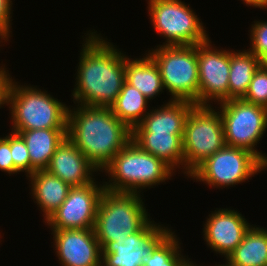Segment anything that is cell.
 Here are the masks:
<instances>
[{
  "label": "cell",
  "instance_id": "6da1fadb",
  "mask_svg": "<svg viewBox=\"0 0 267 266\" xmlns=\"http://www.w3.org/2000/svg\"><path fill=\"white\" fill-rule=\"evenodd\" d=\"M97 33L90 29L82 36L79 65L70 96L74 104L110 108L125 82L128 55Z\"/></svg>",
  "mask_w": 267,
  "mask_h": 266
},
{
  "label": "cell",
  "instance_id": "7a4b0ae2",
  "mask_svg": "<svg viewBox=\"0 0 267 266\" xmlns=\"http://www.w3.org/2000/svg\"><path fill=\"white\" fill-rule=\"evenodd\" d=\"M69 105L67 138L101 171L132 138V130L108 107ZM73 107V108H72Z\"/></svg>",
  "mask_w": 267,
  "mask_h": 266
},
{
  "label": "cell",
  "instance_id": "3957f363",
  "mask_svg": "<svg viewBox=\"0 0 267 266\" xmlns=\"http://www.w3.org/2000/svg\"><path fill=\"white\" fill-rule=\"evenodd\" d=\"M104 187L113 192L139 193L173 179L176 173L158 157L142 150L132 140L101 171ZM109 179V180H108ZM142 192V193H141Z\"/></svg>",
  "mask_w": 267,
  "mask_h": 266
},
{
  "label": "cell",
  "instance_id": "277c9868",
  "mask_svg": "<svg viewBox=\"0 0 267 266\" xmlns=\"http://www.w3.org/2000/svg\"><path fill=\"white\" fill-rule=\"evenodd\" d=\"M8 106L11 130L67 129L69 106L44 88L20 84L13 77Z\"/></svg>",
  "mask_w": 267,
  "mask_h": 266
},
{
  "label": "cell",
  "instance_id": "5b68a950",
  "mask_svg": "<svg viewBox=\"0 0 267 266\" xmlns=\"http://www.w3.org/2000/svg\"><path fill=\"white\" fill-rule=\"evenodd\" d=\"M142 197L139 193L103 191L93 228L101 249L139 231L152 219Z\"/></svg>",
  "mask_w": 267,
  "mask_h": 266
},
{
  "label": "cell",
  "instance_id": "8992f818",
  "mask_svg": "<svg viewBox=\"0 0 267 266\" xmlns=\"http://www.w3.org/2000/svg\"><path fill=\"white\" fill-rule=\"evenodd\" d=\"M146 1L151 25L156 34L165 39L157 46H194L211 38L190 4L182 0Z\"/></svg>",
  "mask_w": 267,
  "mask_h": 266
},
{
  "label": "cell",
  "instance_id": "52a82bcc",
  "mask_svg": "<svg viewBox=\"0 0 267 266\" xmlns=\"http://www.w3.org/2000/svg\"><path fill=\"white\" fill-rule=\"evenodd\" d=\"M157 64L169 100H183L197 105L199 74L197 45L155 46L147 50Z\"/></svg>",
  "mask_w": 267,
  "mask_h": 266
},
{
  "label": "cell",
  "instance_id": "ba28073f",
  "mask_svg": "<svg viewBox=\"0 0 267 266\" xmlns=\"http://www.w3.org/2000/svg\"><path fill=\"white\" fill-rule=\"evenodd\" d=\"M213 106L194 105L187 116L182 139L185 179L226 145L222 117Z\"/></svg>",
  "mask_w": 267,
  "mask_h": 266
},
{
  "label": "cell",
  "instance_id": "9c48e42d",
  "mask_svg": "<svg viewBox=\"0 0 267 266\" xmlns=\"http://www.w3.org/2000/svg\"><path fill=\"white\" fill-rule=\"evenodd\" d=\"M265 170L267 166L249 150L225 145L200 164L188 178L220 190L249 182L248 179Z\"/></svg>",
  "mask_w": 267,
  "mask_h": 266
},
{
  "label": "cell",
  "instance_id": "30bf717a",
  "mask_svg": "<svg viewBox=\"0 0 267 266\" xmlns=\"http://www.w3.org/2000/svg\"><path fill=\"white\" fill-rule=\"evenodd\" d=\"M217 105L214 107L222 117L226 145L249 150L267 166V154L256 148L267 130V108L243 99Z\"/></svg>",
  "mask_w": 267,
  "mask_h": 266
},
{
  "label": "cell",
  "instance_id": "8fae6325",
  "mask_svg": "<svg viewBox=\"0 0 267 266\" xmlns=\"http://www.w3.org/2000/svg\"><path fill=\"white\" fill-rule=\"evenodd\" d=\"M213 45L215 44H212L210 39L197 45L199 74L197 105H213L228 100L230 49L223 47L221 49Z\"/></svg>",
  "mask_w": 267,
  "mask_h": 266
},
{
  "label": "cell",
  "instance_id": "7c38bea8",
  "mask_svg": "<svg viewBox=\"0 0 267 266\" xmlns=\"http://www.w3.org/2000/svg\"><path fill=\"white\" fill-rule=\"evenodd\" d=\"M96 180L88 185L71 187L67 198L44 225L58 230L94 228L99 200L105 190L104 181Z\"/></svg>",
  "mask_w": 267,
  "mask_h": 266
},
{
  "label": "cell",
  "instance_id": "4fadbf2b",
  "mask_svg": "<svg viewBox=\"0 0 267 266\" xmlns=\"http://www.w3.org/2000/svg\"><path fill=\"white\" fill-rule=\"evenodd\" d=\"M149 220L139 231L108 242L101 251V266H140L151 246L169 229Z\"/></svg>",
  "mask_w": 267,
  "mask_h": 266
},
{
  "label": "cell",
  "instance_id": "5bb4252c",
  "mask_svg": "<svg viewBox=\"0 0 267 266\" xmlns=\"http://www.w3.org/2000/svg\"><path fill=\"white\" fill-rule=\"evenodd\" d=\"M205 219L203 240L212 252L223 256V260L242 242L252 226L240 211L232 207L216 208Z\"/></svg>",
  "mask_w": 267,
  "mask_h": 266
},
{
  "label": "cell",
  "instance_id": "9a60e30c",
  "mask_svg": "<svg viewBox=\"0 0 267 266\" xmlns=\"http://www.w3.org/2000/svg\"><path fill=\"white\" fill-rule=\"evenodd\" d=\"M61 266H101V247L93 228L50 229Z\"/></svg>",
  "mask_w": 267,
  "mask_h": 266
},
{
  "label": "cell",
  "instance_id": "2e32d148",
  "mask_svg": "<svg viewBox=\"0 0 267 266\" xmlns=\"http://www.w3.org/2000/svg\"><path fill=\"white\" fill-rule=\"evenodd\" d=\"M46 170L71 187L88 185L96 179V173L101 174L67 137L55 150Z\"/></svg>",
  "mask_w": 267,
  "mask_h": 266
},
{
  "label": "cell",
  "instance_id": "e0dca14e",
  "mask_svg": "<svg viewBox=\"0 0 267 266\" xmlns=\"http://www.w3.org/2000/svg\"><path fill=\"white\" fill-rule=\"evenodd\" d=\"M194 105L183 100H167L159 107H151L132 132L184 133L187 116Z\"/></svg>",
  "mask_w": 267,
  "mask_h": 266
},
{
  "label": "cell",
  "instance_id": "ac0fdd59",
  "mask_svg": "<svg viewBox=\"0 0 267 266\" xmlns=\"http://www.w3.org/2000/svg\"><path fill=\"white\" fill-rule=\"evenodd\" d=\"M31 198L45 222L67 198L71 186L47 170L35 171L27 177Z\"/></svg>",
  "mask_w": 267,
  "mask_h": 266
},
{
  "label": "cell",
  "instance_id": "d6986e66",
  "mask_svg": "<svg viewBox=\"0 0 267 266\" xmlns=\"http://www.w3.org/2000/svg\"><path fill=\"white\" fill-rule=\"evenodd\" d=\"M183 136L184 133L132 132L131 140L142 150L164 161L175 172L178 169L184 174Z\"/></svg>",
  "mask_w": 267,
  "mask_h": 266
},
{
  "label": "cell",
  "instance_id": "ffe728a7",
  "mask_svg": "<svg viewBox=\"0 0 267 266\" xmlns=\"http://www.w3.org/2000/svg\"><path fill=\"white\" fill-rule=\"evenodd\" d=\"M26 143L30 158V175L46 170L57 147L67 137V129L11 130Z\"/></svg>",
  "mask_w": 267,
  "mask_h": 266
},
{
  "label": "cell",
  "instance_id": "44dd1931",
  "mask_svg": "<svg viewBox=\"0 0 267 266\" xmlns=\"http://www.w3.org/2000/svg\"><path fill=\"white\" fill-rule=\"evenodd\" d=\"M140 58L131 56L125 59V82L138 89L152 101L164 92L160 70L151 56L145 51Z\"/></svg>",
  "mask_w": 267,
  "mask_h": 266
},
{
  "label": "cell",
  "instance_id": "7402d4cb",
  "mask_svg": "<svg viewBox=\"0 0 267 266\" xmlns=\"http://www.w3.org/2000/svg\"><path fill=\"white\" fill-rule=\"evenodd\" d=\"M225 260L228 266H267V228L252 224Z\"/></svg>",
  "mask_w": 267,
  "mask_h": 266
},
{
  "label": "cell",
  "instance_id": "603a6c76",
  "mask_svg": "<svg viewBox=\"0 0 267 266\" xmlns=\"http://www.w3.org/2000/svg\"><path fill=\"white\" fill-rule=\"evenodd\" d=\"M260 65L261 59L248 49L230 50L228 100L244 97Z\"/></svg>",
  "mask_w": 267,
  "mask_h": 266
},
{
  "label": "cell",
  "instance_id": "cb8c5ba5",
  "mask_svg": "<svg viewBox=\"0 0 267 266\" xmlns=\"http://www.w3.org/2000/svg\"><path fill=\"white\" fill-rule=\"evenodd\" d=\"M138 89L124 82L116 101L110 107L113 114L131 130L138 125L146 114L150 104Z\"/></svg>",
  "mask_w": 267,
  "mask_h": 266
},
{
  "label": "cell",
  "instance_id": "d4e9b609",
  "mask_svg": "<svg viewBox=\"0 0 267 266\" xmlns=\"http://www.w3.org/2000/svg\"><path fill=\"white\" fill-rule=\"evenodd\" d=\"M171 228L151 246L140 266H185L191 260L181 252L184 251L180 246L183 243Z\"/></svg>",
  "mask_w": 267,
  "mask_h": 266
},
{
  "label": "cell",
  "instance_id": "484cf974",
  "mask_svg": "<svg viewBox=\"0 0 267 266\" xmlns=\"http://www.w3.org/2000/svg\"><path fill=\"white\" fill-rule=\"evenodd\" d=\"M243 100L267 108V67L255 71Z\"/></svg>",
  "mask_w": 267,
  "mask_h": 266
},
{
  "label": "cell",
  "instance_id": "4316f807",
  "mask_svg": "<svg viewBox=\"0 0 267 266\" xmlns=\"http://www.w3.org/2000/svg\"><path fill=\"white\" fill-rule=\"evenodd\" d=\"M10 150L14 163V175L24 172L26 178L30 175V158L23 138L15 132H10Z\"/></svg>",
  "mask_w": 267,
  "mask_h": 266
},
{
  "label": "cell",
  "instance_id": "83f0119b",
  "mask_svg": "<svg viewBox=\"0 0 267 266\" xmlns=\"http://www.w3.org/2000/svg\"><path fill=\"white\" fill-rule=\"evenodd\" d=\"M248 31L250 46L248 48L256 57L262 59L267 53V21L255 20Z\"/></svg>",
  "mask_w": 267,
  "mask_h": 266
},
{
  "label": "cell",
  "instance_id": "f1b7e54d",
  "mask_svg": "<svg viewBox=\"0 0 267 266\" xmlns=\"http://www.w3.org/2000/svg\"><path fill=\"white\" fill-rule=\"evenodd\" d=\"M13 0H0V33L9 41L12 37Z\"/></svg>",
  "mask_w": 267,
  "mask_h": 266
},
{
  "label": "cell",
  "instance_id": "f546056e",
  "mask_svg": "<svg viewBox=\"0 0 267 266\" xmlns=\"http://www.w3.org/2000/svg\"><path fill=\"white\" fill-rule=\"evenodd\" d=\"M0 171L9 174H14V163L10 150V132L5 136H0Z\"/></svg>",
  "mask_w": 267,
  "mask_h": 266
},
{
  "label": "cell",
  "instance_id": "4dcf8cb0",
  "mask_svg": "<svg viewBox=\"0 0 267 266\" xmlns=\"http://www.w3.org/2000/svg\"><path fill=\"white\" fill-rule=\"evenodd\" d=\"M5 64L0 66V108L8 107V91L12 81V75L5 68Z\"/></svg>",
  "mask_w": 267,
  "mask_h": 266
},
{
  "label": "cell",
  "instance_id": "1f68e13d",
  "mask_svg": "<svg viewBox=\"0 0 267 266\" xmlns=\"http://www.w3.org/2000/svg\"><path fill=\"white\" fill-rule=\"evenodd\" d=\"M242 4L246 5L247 7H255V8H260V9H267V0H241Z\"/></svg>",
  "mask_w": 267,
  "mask_h": 266
},
{
  "label": "cell",
  "instance_id": "d6a6232c",
  "mask_svg": "<svg viewBox=\"0 0 267 266\" xmlns=\"http://www.w3.org/2000/svg\"><path fill=\"white\" fill-rule=\"evenodd\" d=\"M3 43H4V45H5V43L8 44V40L0 33V46H2Z\"/></svg>",
  "mask_w": 267,
  "mask_h": 266
},
{
  "label": "cell",
  "instance_id": "836d02e7",
  "mask_svg": "<svg viewBox=\"0 0 267 266\" xmlns=\"http://www.w3.org/2000/svg\"><path fill=\"white\" fill-rule=\"evenodd\" d=\"M261 65L264 67H267V53L265 56L261 59Z\"/></svg>",
  "mask_w": 267,
  "mask_h": 266
},
{
  "label": "cell",
  "instance_id": "e575fe53",
  "mask_svg": "<svg viewBox=\"0 0 267 266\" xmlns=\"http://www.w3.org/2000/svg\"><path fill=\"white\" fill-rule=\"evenodd\" d=\"M204 264H202V266H203ZM185 266H201V265H199V264H196V262H194L192 259H191V261H189ZM205 266V265H204Z\"/></svg>",
  "mask_w": 267,
  "mask_h": 266
},
{
  "label": "cell",
  "instance_id": "d590c367",
  "mask_svg": "<svg viewBox=\"0 0 267 266\" xmlns=\"http://www.w3.org/2000/svg\"><path fill=\"white\" fill-rule=\"evenodd\" d=\"M215 266H228V265H226L225 263H223V264H215Z\"/></svg>",
  "mask_w": 267,
  "mask_h": 266
}]
</instances>
